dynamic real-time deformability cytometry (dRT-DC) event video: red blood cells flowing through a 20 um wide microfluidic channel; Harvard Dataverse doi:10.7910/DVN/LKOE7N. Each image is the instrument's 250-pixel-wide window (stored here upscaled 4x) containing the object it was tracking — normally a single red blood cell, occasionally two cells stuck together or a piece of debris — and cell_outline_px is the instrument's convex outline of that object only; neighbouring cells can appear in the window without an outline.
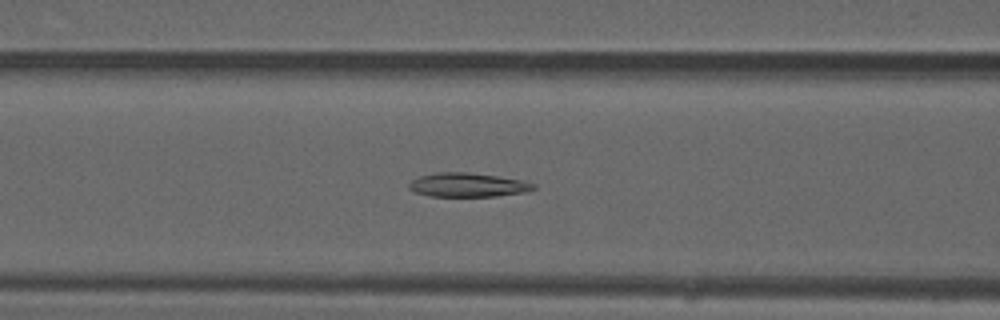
{"species": "common noctule bat (a hibernating species)", "species_latin": "Nyctalus noctula", "temperature_condition": "warm", "stored_images_in_passage": 41, "camera_frame_rate_fps": 3000, "um_per_image_px": 0.085, "animal": {"sex": "male", "forearm_length_mm": 52.5}, "frame": {"image": 1, "passage_image": 11, "time_ms": 3.333, "image_size_px": [1000, 320], "cell_outline_px": [[536, 188], [524, 192], [496, 196], [428, 196], [416, 192], [408, 188], [408, 184], [412, 180], [420, 176], [436, 172], [468, 172], [500, 176], [520, 180], [536, 184]], "centroid_in_image_um": [39.74, 15.71], "position_along_channel_um": 126.9, "area_um2": 17.4}}
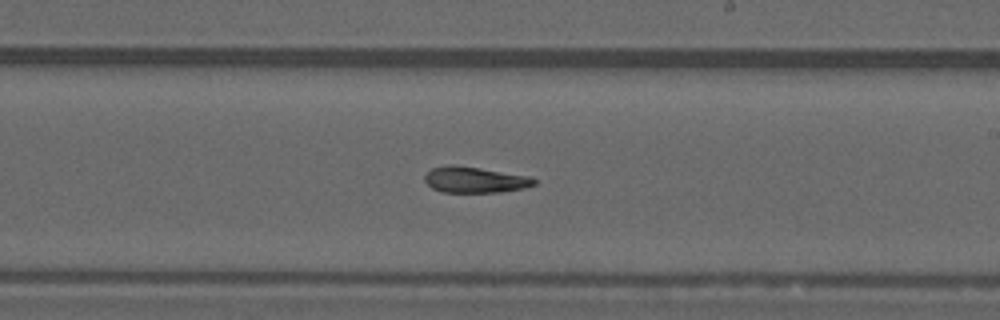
{"frame": {"image": 2, "passage_image": 20, "time_ms": 6.333, "image_size_px": [1000, 320], "cell_outline_px": [[536, 184], [524, 188], [500, 192], [440, 192], [432, 188], [424, 180], [424, 176], [432, 168], [448, 164], [452, 164], [480, 168], [532, 176], [536, 180]], "centroid_in_image_um": [40.37, 15.27], "position_along_channel_um": 248.6, "area_um2": 16.7}}
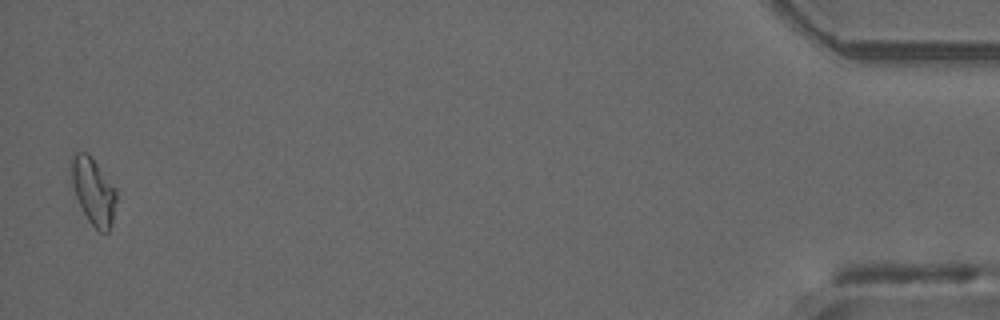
{"frame": {"image": 3, "passage_image": 40, "time_ms": 13.0, "image_size_px": [1000, 320], "cell_outline_px": [[116, 200], [112, 220], [108, 232], [100, 232], [88, 220], [76, 196], [72, 184], [72, 156], [76, 152], [88, 152], [116, 188]], "centroid_in_image_um": [7.95, 16.23], "position_along_channel_um": 427.3, "area_um2": 17.11}, "authors_computed_cell_mechanics": {"area_um2": 17.1088, "velocity_mm_per_s": 4.0654, "shape_relaxation_time_tau1_ms": null, "shape_relaxation_time_tau2_ms": 4.8186, "deformation_change_tau1": null, "deformation_change_tau2": 0.1247}}